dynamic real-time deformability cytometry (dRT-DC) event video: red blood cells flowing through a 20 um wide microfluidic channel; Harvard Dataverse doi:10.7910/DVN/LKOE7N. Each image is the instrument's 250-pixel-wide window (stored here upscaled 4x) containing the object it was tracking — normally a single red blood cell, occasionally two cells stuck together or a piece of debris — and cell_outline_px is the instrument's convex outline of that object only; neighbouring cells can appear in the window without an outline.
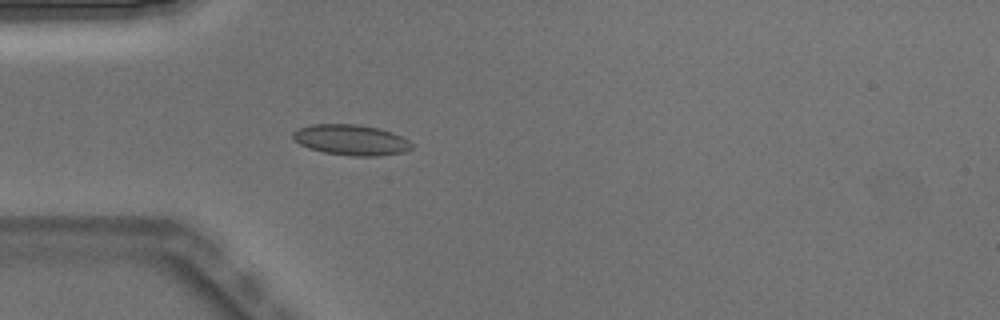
{"species": "Egyptian fruit bat (a non-hibernating species)", "species_latin": "Rousettus aegyptiacus", "temperature_condition": "warm", "stored_images_in_passage": 3, "camera_frame_rate_fps": 3000, "um_per_image_px": 0.085, "animal": {"sex": "male"}, "frame": {"image": 1, "passage_image": 3, "time_ms": 0.667, "image_size_px": [1000, 320], "cell_outline_px": [[412, 148], [404, 152], [380, 156], [352, 156], [324, 152], [308, 148], [292, 140], [292, 132], [296, 128], [312, 124], [356, 124], [380, 128], [392, 132], [408, 140], [412, 144]], "centroid_in_image_um": [29.8, 11.89], "position_along_channel_um": 55.2, "area_um2": 21.39}}